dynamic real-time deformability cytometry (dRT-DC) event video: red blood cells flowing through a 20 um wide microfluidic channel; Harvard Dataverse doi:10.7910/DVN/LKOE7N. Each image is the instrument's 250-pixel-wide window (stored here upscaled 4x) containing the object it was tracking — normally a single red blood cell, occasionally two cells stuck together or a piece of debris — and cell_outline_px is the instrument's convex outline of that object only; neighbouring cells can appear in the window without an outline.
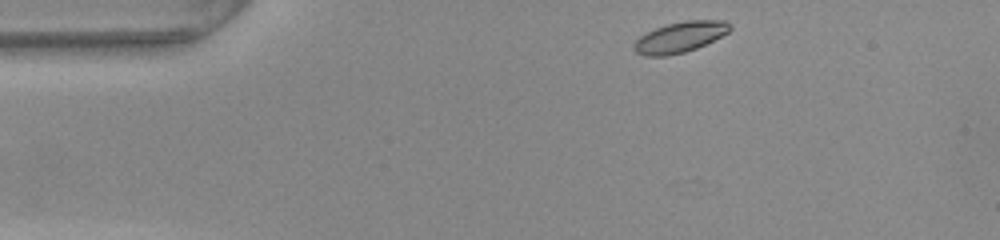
{"species": "common noctule bat (a hibernating species)", "species_latin": "Nyctalus noctula", "temperature_condition": "warm", "stored_images_in_passage": 46, "camera_frame_rate_fps": 3000, "um_per_image_px": 0.085, "animal": {"sex": "female", "body_mass_g": 22.0, "forearm_length_mm": 56.7}, "frame": {"image": 1, "passage_image": 1, "time_ms": 0.0, "image_size_px": [1000, 240], "cell_outline_px": [[732, 28], [728, 32], [696, 48], [684, 52], [664, 56], [644, 56], [636, 52], [632, 48], [632, 44], [640, 36], [656, 28], [668, 24], [688, 20], [724, 20], [732, 24]], "centroid_in_image_um": [57.78, 3.15], "position_along_channel_um": 27.2, "area_um2": 16.99}}
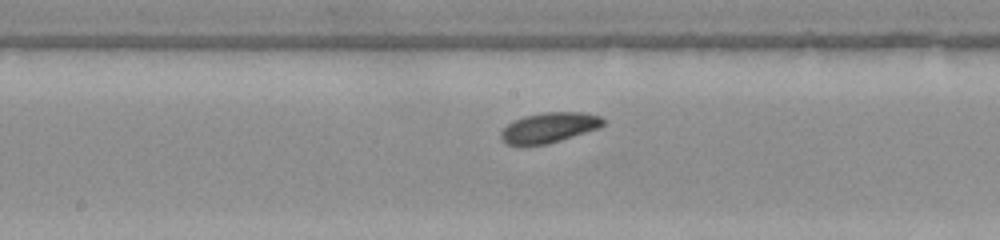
{"frame": {"image": 2, "passage_image": 20, "time_ms": 6.333, "image_size_px": [1000, 240], "cell_outline_px": [[604, 124], [596, 128], [548, 144], [524, 148], [520, 148], [508, 144], [500, 136], [500, 132], [508, 124], [524, 116], [544, 112], [584, 112], [600, 116], [604, 120]], "centroid_in_image_um": [46.61, 10.88], "position_along_channel_um": 201.6, "area_um2": 18.09}}
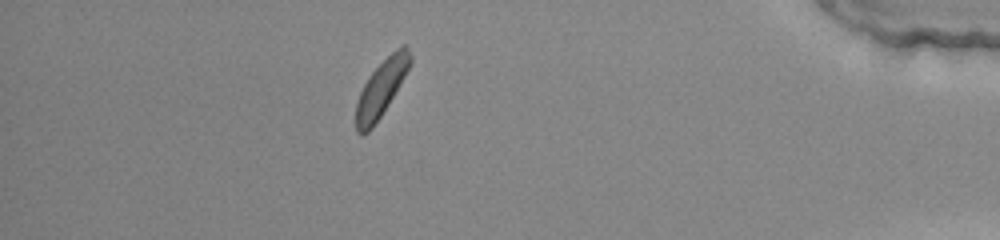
{"frame": {"image": 3, "passage_image": 40, "time_ms": 13.0, "image_size_px": [1000, 240], "cell_outline_px": [[412, 64], [388, 104], [372, 128], [368, 132], [360, 136], [356, 132], [356, 104], [360, 92], [368, 76], [400, 44], [404, 44], [408, 48], [412, 56]], "centroid_in_image_um": [32.42, 7.49], "position_along_channel_um": 402.8, "area_um2": 17.69}, "authors_computed_cell_mechanics": {"area_um2": 17.6868, "velocity_mm_per_s": 3.7256, "shape_relaxation_time_tau1_ms": 1.8026, "shape_relaxation_time_tau2_ms": null, "deformation_change_tau1": 0.0858, "deformation_change_tau2": null}}